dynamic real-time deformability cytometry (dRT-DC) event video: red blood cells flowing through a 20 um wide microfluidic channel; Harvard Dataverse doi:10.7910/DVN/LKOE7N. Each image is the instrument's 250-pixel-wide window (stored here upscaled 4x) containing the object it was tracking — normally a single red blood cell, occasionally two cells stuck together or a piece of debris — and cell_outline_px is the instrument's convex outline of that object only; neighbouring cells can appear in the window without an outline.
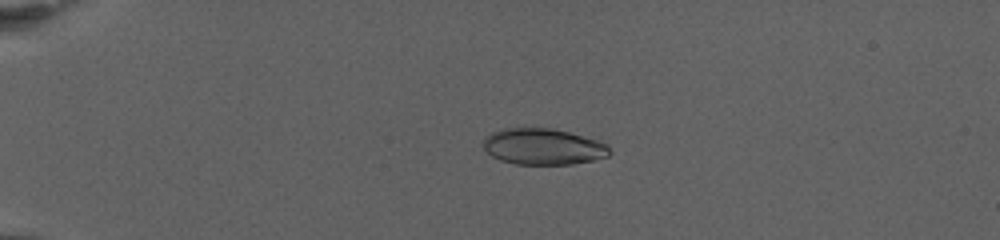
{"species": "human", "species_latin": "Homo sapiens", "temperature_condition": "warm", "stored_images_in_passage": 74, "camera_frame_rate_fps": 3000, "um_per_image_px": 0.085, "donor": {"sex": "female"}, "frame": {"image": 1, "passage_image": 18, "time_ms": 5.667, "image_size_px": [1000, 240], "cell_outline_px": [[612, 152], [608, 156], [592, 160], [572, 164], [516, 164], [500, 160], [492, 156], [480, 144], [484, 136], [492, 132], [504, 128], [552, 128], [600, 140], [608, 144]], "centroid_in_image_um": [46.16, 12.45], "position_along_channel_um": 38.8, "area_um2": 26.93}}
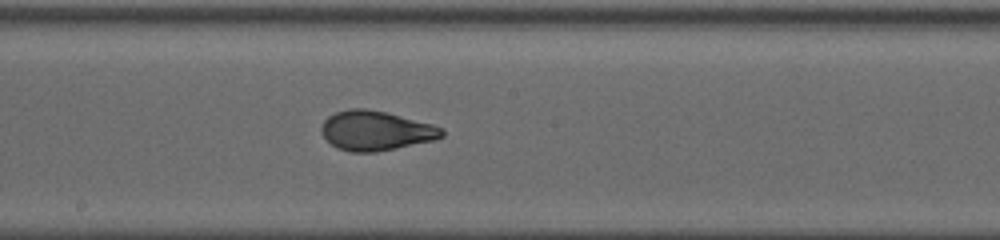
{"frame": {"image": 2, "passage_image": 43, "time_ms": 14.0, "image_size_px": [1000, 240], "cell_outline_px": [[444, 136], [432, 140], [396, 148], [376, 152], [348, 152], [336, 148], [320, 132], [320, 128], [324, 120], [328, 116], [336, 112], [352, 108], [364, 108], [384, 112], [432, 124], [444, 128]], "centroid_in_image_um": [31.91, 11.11], "position_along_channel_um": 216.3, "area_um2": 27.63}}
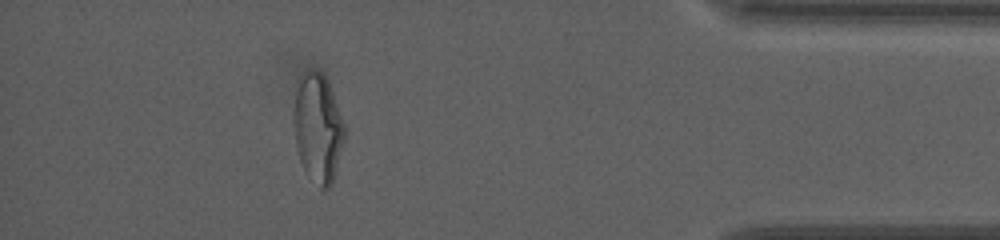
{"frame": {"image": 3, "passage_image": 67, "time_ms": 22.0, "image_size_px": [1000, 240], "cell_outline_px": [[344, 140], [332, 184], [324, 192], [320, 188], [304, 168], [300, 160], [296, 148], [292, 124], [292, 112], [300, 72], [312, 68], [316, 68], [328, 80], [344, 124]], "centroid_in_image_um": [26.98, 10.83], "position_along_channel_um": 408.2, "area_um2": 32.54}, "authors_computed_cell_mechanics": {"area_um2": 27.9752, "velocity_mm_per_s": 2.8587, "shape_relaxation_time_tau1_ms": 10.6597, "shape_relaxation_time_tau2_ms": 0.9163, "deformation_change_tau1": 0.2648, "deformation_change_tau2": 0.0683}}